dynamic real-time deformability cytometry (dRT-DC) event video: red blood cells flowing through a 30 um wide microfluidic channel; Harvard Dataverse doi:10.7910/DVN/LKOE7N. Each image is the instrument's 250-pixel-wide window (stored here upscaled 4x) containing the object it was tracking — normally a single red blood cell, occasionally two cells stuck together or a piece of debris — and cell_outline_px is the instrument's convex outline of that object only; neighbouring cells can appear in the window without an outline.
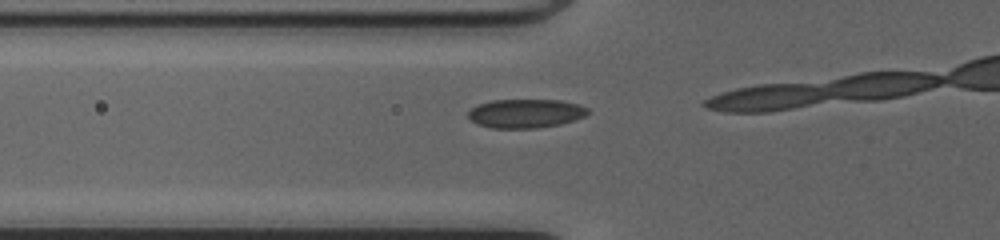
{"species": "common noctule bat (a hibernating species)", "species_latin": "Nyctalus noctula", "temperature_condition": "cold", "stored_images_in_passage": 16, "camera_frame_rate_fps": 3000, "um_per_image_px": 0.085, "animal": {"sex": "female", "body_mass_g": 20.0, "forearm_length_mm": 54.0}, "frame": {"image": 1, "passage_image": 14, "time_ms": 4.333, "image_size_px": [1000, 240], "cell_outline_px": [[588, 112], [584, 116], [560, 124], [536, 128], [492, 128], [476, 124], [468, 116], [468, 112], [472, 108], [480, 104], [492, 100], [560, 100], [580, 104], [588, 108]], "centroid_in_image_um": [44.67, 9.64], "position_along_channel_um": 81.1, "area_um2": 20.0}}